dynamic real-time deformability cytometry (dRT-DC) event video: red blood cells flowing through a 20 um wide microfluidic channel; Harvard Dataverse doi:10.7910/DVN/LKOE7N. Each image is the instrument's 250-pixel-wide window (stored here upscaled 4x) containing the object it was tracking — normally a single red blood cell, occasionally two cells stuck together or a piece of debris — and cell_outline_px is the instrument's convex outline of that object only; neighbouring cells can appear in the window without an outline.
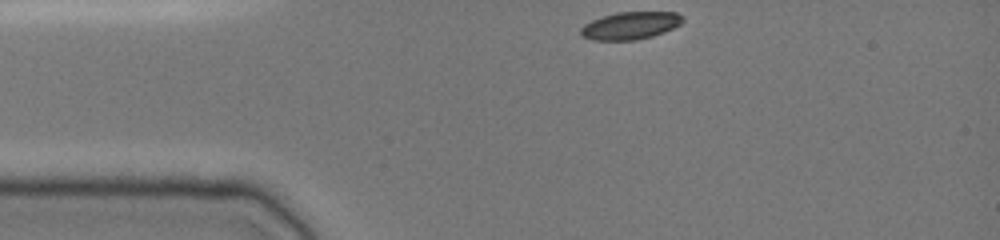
{"species": "common noctule bat (a hibernating species)", "species_latin": "Nyctalus noctula", "temperature_condition": "cold", "stored_images_in_passage": 49, "camera_frame_rate_fps": 3000, "um_per_image_px": 0.085, "animal": {"sex": "female", "body_mass_g": 19.0, "forearm_length_mm": 51.5}, "frame": {"image": 1, "passage_image": 1, "time_ms": 0.0, "image_size_px": [1000, 240], "cell_outline_px": [[684, 20], [680, 24], [664, 32], [652, 36], [636, 40], [592, 40], [580, 36], [580, 28], [584, 24], [592, 20], [616, 12], [676, 12], [684, 16]], "centroid_in_image_um": [53.57, 2.17], "position_along_channel_um": 31.4, "area_um2": 16.42}}
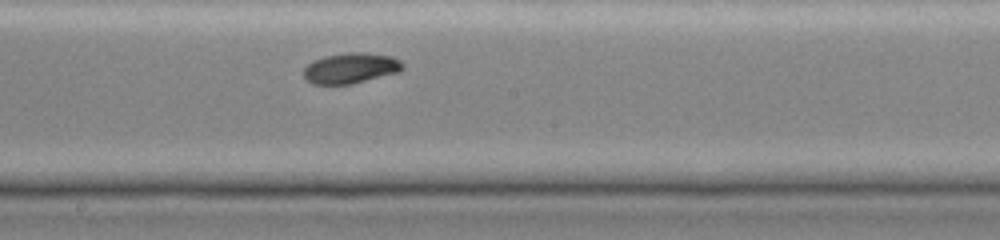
{"frame": {"image": 2, "passage_image": 30, "time_ms": 5.667, "image_size_px": [1000, 240], "cell_outline_px": [[404, 68], [400, 72], [352, 84], [312, 84], [304, 80], [304, 68], [308, 64], [324, 56], [352, 52], [364, 52], [392, 56], [400, 60], [404, 64]], "centroid_in_image_um": [29.84, 5.8], "position_along_channel_um": 218.4, "area_um2": 17.74}}
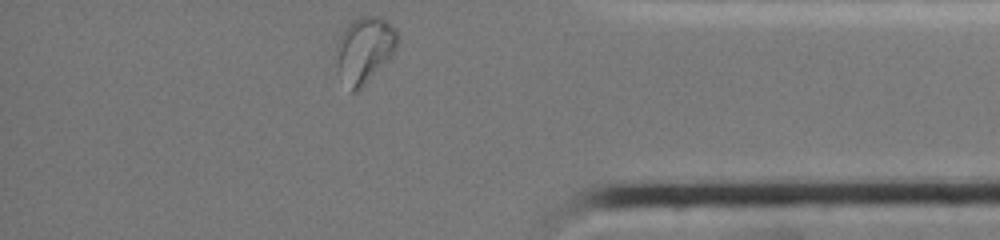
{"frame": {"image": 3, "passage_image": 49, "time_ms": 10.667, "image_size_px": [1000, 240], "cell_outline_px": [[400, 36], [396, 48], [392, 56], [356, 92], [352, 92], [336, 68], [332, 56], [336, 40], [344, 28], [352, 20], [360, 16], [380, 16], [396, 28]], "centroid_in_image_um": [30.94, 4.18], "position_along_channel_um": 404.3, "area_um2": 24.1}, "authors_computed_cell_mechanics": {"area_um2": 17.918, "velocity_mm_per_s": 3.9403, "shape_relaxation_time_tau1_ms": 2.24, "shape_relaxation_time_tau2_ms": 9.1202, "deformation_change_tau1": 0.092, "deformation_change_tau2": 0.1205}}